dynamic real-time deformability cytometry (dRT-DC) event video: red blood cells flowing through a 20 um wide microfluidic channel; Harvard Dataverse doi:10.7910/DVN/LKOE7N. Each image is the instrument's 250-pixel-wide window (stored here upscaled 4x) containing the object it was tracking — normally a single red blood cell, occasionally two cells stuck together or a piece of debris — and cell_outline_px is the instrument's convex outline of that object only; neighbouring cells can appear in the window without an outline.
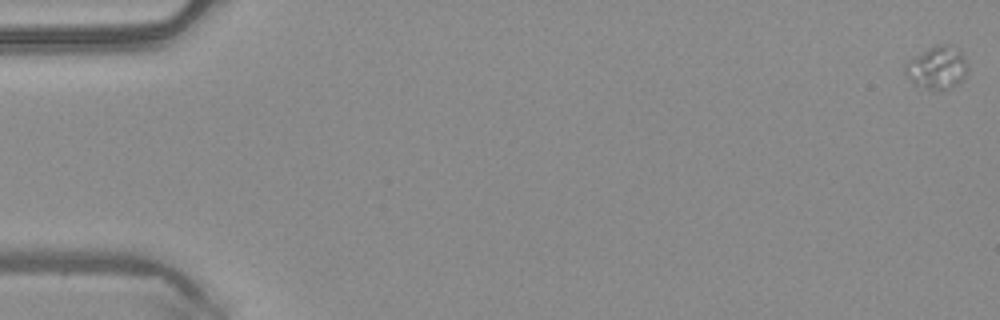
{"species": "common noctule bat (a hibernating species)", "species_latin": "Nyctalus noctula", "temperature_condition": "warm", "stored_images_in_passage": 51, "camera_frame_rate_fps": 3000, "um_per_image_px": 0.085, "animal": {"sex": "male", "body_mass_g": 20.4}, "frame": {"image": 1, "passage_image": 1, "time_ms": 0.0, "image_size_px": [1000, 320], "cell_outline_px": [[968, 72], [964, 80], [940, 92], [936, 92], [924, 88], [916, 84], [904, 72], [904, 64], [908, 60], [928, 48], [940, 44], [948, 44], [960, 52], [968, 68]], "centroid_in_image_um": [79.65, 5.78], "position_along_channel_um": 5.3, "area_um2": 15.55}}
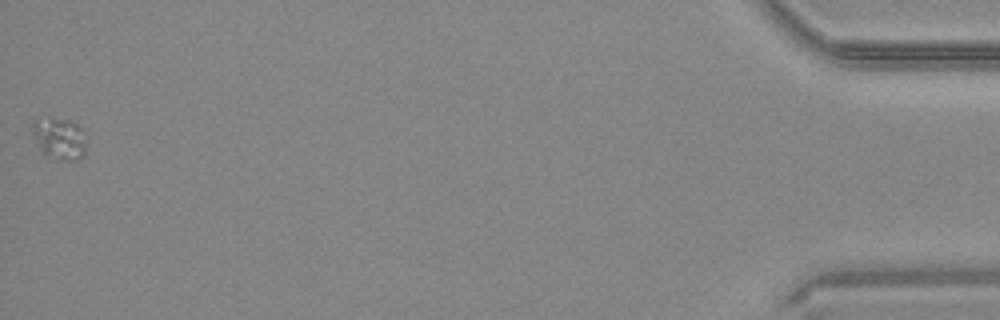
{"frame": {"image": 2, "passage_image": 51, "time_ms": 16.667, "image_size_px": [1000, 320], "cell_outline_px": [[84, 156], [76, 160], [64, 160], [44, 156], [32, 132], [32, 124], [36, 120], [68, 120], [76, 124], [80, 128], [84, 144]], "centroid_in_image_um": [5.03, 11.83], "position_along_channel_um": 430.2, "area_um2": 12.43}}